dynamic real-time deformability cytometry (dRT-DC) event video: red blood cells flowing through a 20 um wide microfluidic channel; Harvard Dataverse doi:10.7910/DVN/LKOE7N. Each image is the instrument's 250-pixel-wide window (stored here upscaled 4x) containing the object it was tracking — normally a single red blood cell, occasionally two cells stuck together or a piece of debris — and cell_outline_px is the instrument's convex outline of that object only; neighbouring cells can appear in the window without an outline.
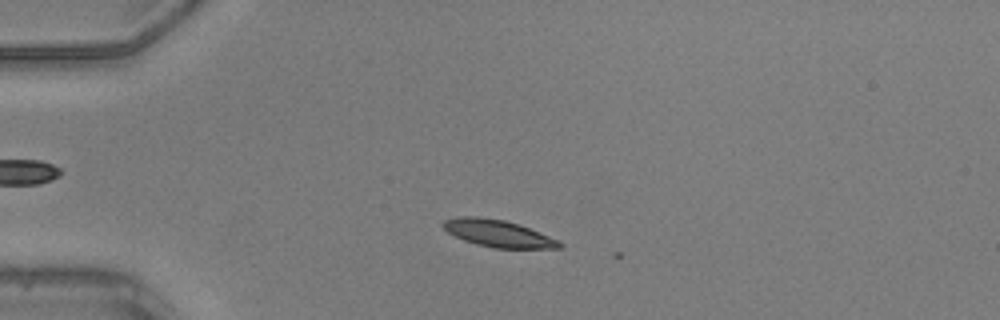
{"species": "common noctule bat (a hibernating species)", "species_latin": "Nyctalus noctula", "temperature_condition": "warm", "stored_images_in_passage": 46, "camera_frame_rate_fps": 3000, "um_per_image_px": 0.085, "animal": {"sex": "male", "body_mass_g": 20.5, "forearm_length_mm": 52.5}, "frame": {"image": 1, "passage_image": 9, "time_ms": 2.667, "image_size_px": [1000, 320], "cell_outline_px": [[560, 244], [556, 248], [500, 248], [480, 244], [456, 236], [444, 228], [444, 224], [448, 220], [500, 220], [516, 224], [528, 228], [556, 240]], "centroid_in_image_um": [42.46, 19.91], "position_along_channel_um": 42.5, "area_um2": 16.07}}
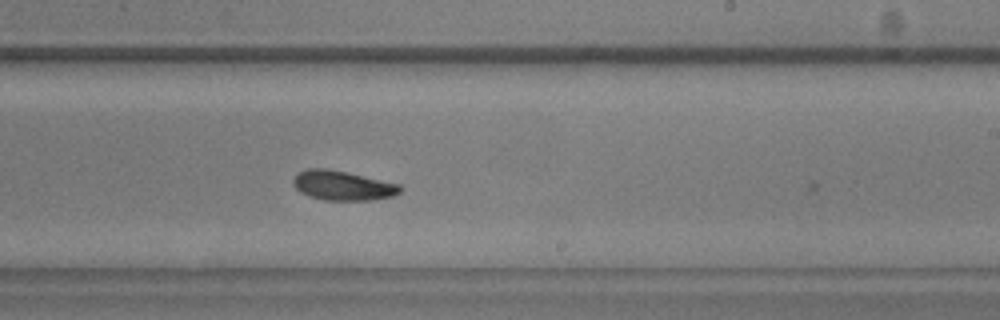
{"frame": {"image": 2, "passage_image": 27, "time_ms": 8.667, "image_size_px": [1000, 320], "cell_outline_px": [[400, 188], [396, 192], [388, 196], [356, 200], [336, 200], [316, 196], [304, 192], [296, 184], [296, 176], [300, 172], [344, 172], [396, 184]], "centroid_in_image_um": [29.21, 15.81], "position_along_channel_um": 259.8, "area_um2": 15.72}}
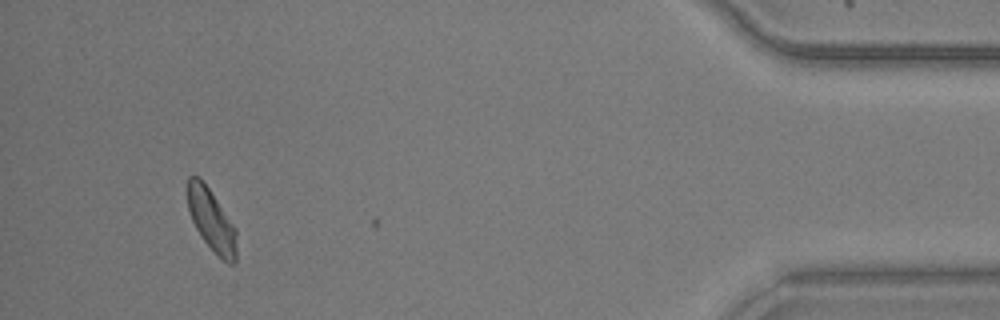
{"frame": {"image": 3, "passage_image": 43, "time_ms": 14.0, "image_size_px": [1000, 320], "cell_outline_px": [[236, 260], [224, 260], [204, 240], [192, 220], [188, 208], [188, 180], [192, 176], [196, 176], [208, 188], [236, 232]], "centroid_in_image_um": [17.94, 18.7], "position_along_channel_um": 417.3, "area_um2": 16.3}, "authors_computed_cell_mechanics": {"area_um2": 16.0684, "velocity_mm_per_s": 4.132, "shape_relaxation_time_tau1_ms": 10.2252, "shape_relaxation_time_tau2_ms": null, "deformation_change_tau1": 0.231, "deformation_change_tau2": null}}